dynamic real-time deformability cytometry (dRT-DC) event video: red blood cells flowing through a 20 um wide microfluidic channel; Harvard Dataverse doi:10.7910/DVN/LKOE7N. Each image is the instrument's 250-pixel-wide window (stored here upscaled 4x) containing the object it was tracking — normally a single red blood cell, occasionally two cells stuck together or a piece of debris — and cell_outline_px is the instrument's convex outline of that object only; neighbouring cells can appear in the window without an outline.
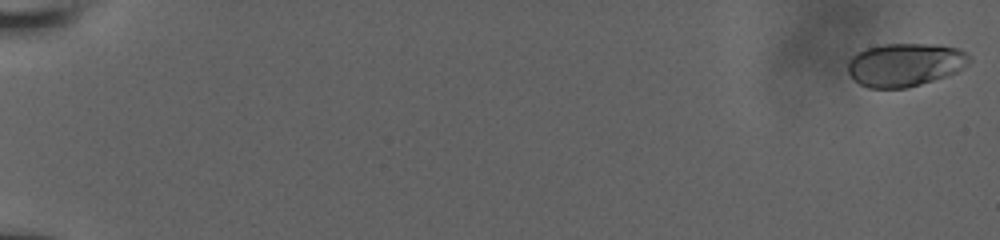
{"species": "human", "species_latin": "Homo sapiens", "temperature_condition": "room temperature", "stored_images_in_passage": 32, "camera_frame_rate_fps": 3000, "um_per_image_px": 0.085, "donor": {"sex": "male"}, "frame": {"image": 1, "passage_image": 1, "time_ms": 0.0, "image_size_px": [1000, 240], "cell_outline_px": [[972, 60], [968, 64], [956, 72], [920, 84], [904, 88], [868, 88], [860, 84], [848, 72], [848, 60], [852, 56], [868, 48], [884, 44], [940, 44], [960, 48]], "centroid_in_image_um": [76.94, 5.49], "position_along_channel_um": 8.1, "area_um2": 30.4}}